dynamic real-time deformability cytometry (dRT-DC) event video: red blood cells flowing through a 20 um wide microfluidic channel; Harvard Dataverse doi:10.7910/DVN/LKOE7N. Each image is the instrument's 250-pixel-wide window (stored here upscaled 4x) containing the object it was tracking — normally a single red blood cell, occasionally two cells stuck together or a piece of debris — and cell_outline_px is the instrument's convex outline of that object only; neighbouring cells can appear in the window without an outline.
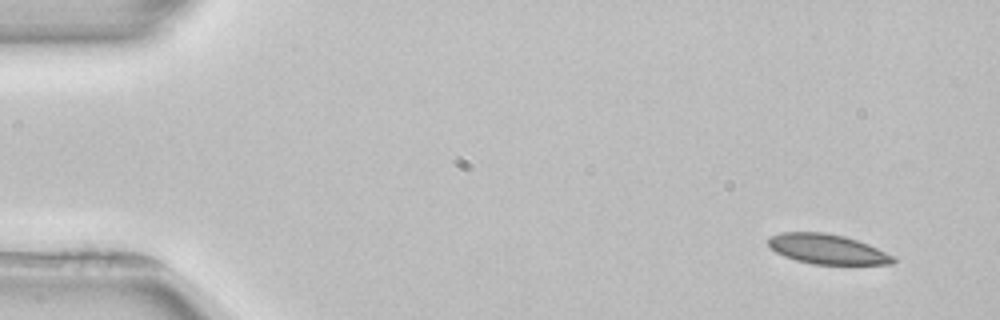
{"species": "common noctule bat (a hibernating species)", "species_latin": "Nyctalus noctula", "temperature_condition": "room temperature", "stored_images_in_passage": 4, "segment_of_instrument_passage": [1, 2], "camera_frame_rate_fps": 3000, "um_per_image_px": 0.085, "animal": {"sex": "female", "body_mass_g": 22.7, "forearm_length_mm": 54.2}, "frame": {"image": 1, "passage_image": 1, "time_ms": 0.0, "image_size_px": [1000, 320], "cell_outline_px": [[896, 260], [892, 264], [812, 264], [796, 260], [784, 256], [776, 252], [768, 244], [768, 240], [772, 236], [780, 232], [824, 232], [844, 236], [868, 244], [892, 256]], "centroid_in_image_um": [70.29, 21.17], "position_along_channel_um": 14.7, "area_um2": 21.44}}